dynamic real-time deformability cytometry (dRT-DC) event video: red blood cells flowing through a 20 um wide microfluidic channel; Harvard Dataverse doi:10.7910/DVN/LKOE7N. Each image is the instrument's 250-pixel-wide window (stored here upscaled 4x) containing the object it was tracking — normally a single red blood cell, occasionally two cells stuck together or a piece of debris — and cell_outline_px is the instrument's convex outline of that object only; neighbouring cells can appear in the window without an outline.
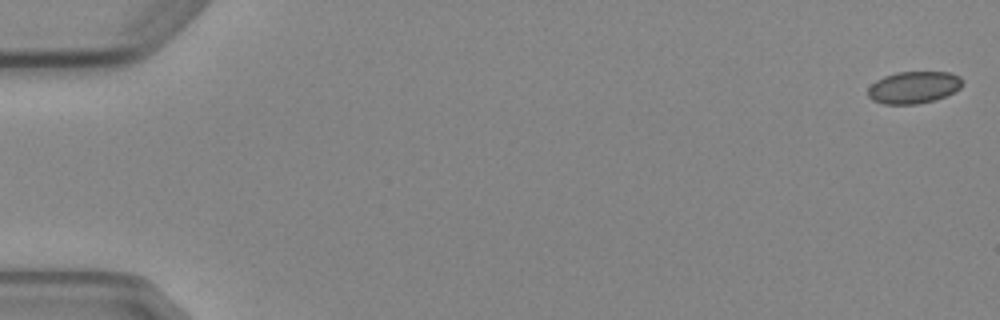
{"species": "Egyptian fruit bat (a non-hibernating species)", "species_latin": "Rousettus aegyptiacus", "temperature_condition": "cold", "stored_images_in_passage": 5, "camera_frame_rate_fps": 3000, "um_per_image_px": 0.085, "animal": {"sex": "female"}, "frame": {"image": 1, "passage_image": 1, "time_ms": 0.0, "image_size_px": [1000, 320], "cell_outline_px": [[964, 84], [960, 88], [936, 100], [916, 104], [884, 104], [872, 100], [868, 96], [868, 88], [876, 80], [884, 76], [896, 72], [948, 72], [960, 76], [964, 80]], "centroid_in_image_um": [77.67, 7.42], "position_along_channel_um": 7.3, "area_um2": 17.74}}